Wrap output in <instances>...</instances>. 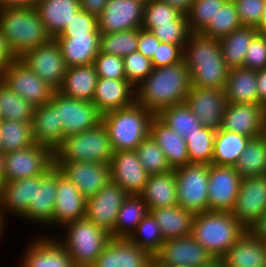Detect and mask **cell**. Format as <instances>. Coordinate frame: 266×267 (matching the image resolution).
<instances>
[{
  "label": "cell",
  "instance_id": "3",
  "mask_svg": "<svg viewBox=\"0 0 266 267\" xmlns=\"http://www.w3.org/2000/svg\"><path fill=\"white\" fill-rule=\"evenodd\" d=\"M0 29L16 59L52 40L35 7L0 9Z\"/></svg>",
  "mask_w": 266,
  "mask_h": 267
},
{
  "label": "cell",
  "instance_id": "29",
  "mask_svg": "<svg viewBox=\"0 0 266 267\" xmlns=\"http://www.w3.org/2000/svg\"><path fill=\"white\" fill-rule=\"evenodd\" d=\"M54 40L61 49L67 67L93 64L100 52V34L57 36Z\"/></svg>",
  "mask_w": 266,
  "mask_h": 267
},
{
  "label": "cell",
  "instance_id": "19",
  "mask_svg": "<svg viewBox=\"0 0 266 267\" xmlns=\"http://www.w3.org/2000/svg\"><path fill=\"white\" fill-rule=\"evenodd\" d=\"M145 0H109L98 16L101 34L124 32L142 27Z\"/></svg>",
  "mask_w": 266,
  "mask_h": 267
},
{
  "label": "cell",
  "instance_id": "21",
  "mask_svg": "<svg viewBox=\"0 0 266 267\" xmlns=\"http://www.w3.org/2000/svg\"><path fill=\"white\" fill-rule=\"evenodd\" d=\"M109 165L111 180L129 195H139L143 191L149 174L135 150L115 151Z\"/></svg>",
  "mask_w": 266,
  "mask_h": 267
},
{
  "label": "cell",
  "instance_id": "16",
  "mask_svg": "<svg viewBox=\"0 0 266 267\" xmlns=\"http://www.w3.org/2000/svg\"><path fill=\"white\" fill-rule=\"evenodd\" d=\"M54 165L88 199L111 181L110 165L99 162L54 161Z\"/></svg>",
  "mask_w": 266,
  "mask_h": 267
},
{
  "label": "cell",
  "instance_id": "43",
  "mask_svg": "<svg viewBox=\"0 0 266 267\" xmlns=\"http://www.w3.org/2000/svg\"><path fill=\"white\" fill-rule=\"evenodd\" d=\"M34 107L0 80L1 119L32 122Z\"/></svg>",
  "mask_w": 266,
  "mask_h": 267
},
{
  "label": "cell",
  "instance_id": "32",
  "mask_svg": "<svg viewBox=\"0 0 266 267\" xmlns=\"http://www.w3.org/2000/svg\"><path fill=\"white\" fill-rule=\"evenodd\" d=\"M35 8L52 39L61 34L81 9L80 0H39Z\"/></svg>",
  "mask_w": 266,
  "mask_h": 267
},
{
  "label": "cell",
  "instance_id": "38",
  "mask_svg": "<svg viewBox=\"0 0 266 267\" xmlns=\"http://www.w3.org/2000/svg\"><path fill=\"white\" fill-rule=\"evenodd\" d=\"M258 32L257 28L242 26L219 39L223 58L230 69L243 67L246 51Z\"/></svg>",
  "mask_w": 266,
  "mask_h": 267
},
{
  "label": "cell",
  "instance_id": "15",
  "mask_svg": "<svg viewBox=\"0 0 266 267\" xmlns=\"http://www.w3.org/2000/svg\"><path fill=\"white\" fill-rule=\"evenodd\" d=\"M266 211V176L242 178L233 216L249 230Z\"/></svg>",
  "mask_w": 266,
  "mask_h": 267
},
{
  "label": "cell",
  "instance_id": "41",
  "mask_svg": "<svg viewBox=\"0 0 266 267\" xmlns=\"http://www.w3.org/2000/svg\"><path fill=\"white\" fill-rule=\"evenodd\" d=\"M0 144L3 154L34 145L31 122L0 121Z\"/></svg>",
  "mask_w": 266,
  "mask_h": 267
},
{
  "label": "cell",
  "instance_id": "23",
  "mask_svg": "<svg viewBox=\"0 0 266 267\" xmlns=\"http://www.w3.org/2000/svg\"><path fill=\"white\" fill-rule=\"evenodd\" d=\"M53 219L46 226H64L85 217L86 198L57 168V190Z\"/></svg>",
  "mask_w": 266,
  "mask_h": 267
},
{
  "label": "cell",
  "instance_id": "2",
  "mask_svg": "<svg viewBox=\"0 0 266 267\" xmlns=\"http://www.w3.org/2000/svg\"><path fill=\"white\" fill-rule=\"evenodd\" d=\"M191 86L225 89L230 68L222 55L219 39L192 32L183 48Z\"/></svg>",
  "mask_w": 266,
  "mask_h": 267
},
{
  "label": "cell",
  "instance_id": "61",
  "mask_svg": "<svg viewBox=\"0 0 266 267\" xmlns=\"http://www.w3.org/2000/svg\"><path fill=\"white\" fill-rule=\"evenodd\" d=\"M249 231L266 244V211L251 226Z\"/></svg>",
  "mask_w": 266,
  "mask_h": 267
},
{
  "label": "cell",
  "instance_id": "70",
  "mask_svg": "<svg viewBox=\"0 0 266 267\" xmlns=\"http://www.w3.org/2000/svg\"><path fill=\"white\" fill-rule=\"evenodd\" d=\"M165 267H187V266H184V265H170V266H165Z\"/></svg>",
  "mask_w": 266,
  "mask_h": 267
},
{
  "label": "cell",
  "instance_id": "49",
  "mask_svg": "<svg viewBox=\"0 0 266 267\" xmlns=\"http://www.w3.org/2000/svg\"><path fill=\"white\" fill-rule=\"evenodd\" d=\"M227 0H193L186 15L191 32H201Z\"/></svg>",
  "mask_w": 266,
  "mask_h": 267
},
{
  "label": "cell",
  "instance_id": "35",
  "mask_svg": "<svg viewBox=\"0 0 266 267\" xmlns=\"http://www.w3.org/2000/svg\"><path fill=\"white\" fill-rule=\"evenodd\" d=\"M224 90L227 103H259L257 71L245 67L231 68Z\"/></svg>",
  "mask_w": 266,
  "mask_h": 267
},
{
  "label": "cell",
  "instance_id": "69",
  "mask_svg": "<svg viewBox=\"0 0 266 267\" xmlns=\"http://www.w3.org/2000/svg\"><path fill=\"white\" fill-rule=\"evenodd\" d=\"M147 267H163L156 260H152Z\"/></svg>",
  "mask_w": 266,
  "mask_h": 267
},
{
  "label": "cell",
  "instance_id": "60",
  "mask_svg": "<svg viewBox=\"0 0 266 267\" xmlns=\"http://www.w3.org/2000/svg\"><path fill=\"white\" fill-rule=\"evenodd\" d=\"M109 0H80V8L98 17L103 11Z\"/></svg>",
  "mask_w": 266,
  "mask_h": 267
},
{
  "label": "cell",
  "instance_id": "8",
  "mask_svg": "<svg viewBox=\"0 0 266 267\" xmlns=\"http://www.w3.org/2000/svg\"><path fill=\"white\" fill-rule=\"evenodd\" d=\"M175 177L178 205L195 214L209 211V165L189 163L176 168Z\"/></svg>",
  "mask_w": 266,
  "mask_h": 267
},
{
  "label": "cell",
  "instance_id": "66",
  "mask_svg": "<svg viewBox=\"0 0 266 267\" xmlns=\"http://www.w3.org/2000/svg\"><path fill=\"white\" fill-rule=\"evenodd\" d=\"M259 32H261L264 36H266V3L261 17Z\"/></svg>",
  "mask_w": 266,
  "mask_h": 267
},
{
  "label": "cell",
  "instance_id": "27",
  "mask_svg": "<svg viewBox=\"0 0 266 267\" xmlns=\"http://www.w3.org/2000/svg\"><path fill=\"white\" fill-rule=\"evenodd\" d=\"M42 175L4 182L0 189V214L3 219L7 212L22 217L28 210L30 201L35 199L36 185H40Z\"/></svg>",
  "mask_w": 266,
  "mask_h": 267
},
{
  "label": "cell",
  "instance_id": "36",
  "mask_svg": "<svg viewBox=\"0 0 266 267\" xmlns=\"http://www.w3.org/2000/svg\"><path fill=\"white\" fill-rule=\"evenodd\" d=\"M164 241L188 236L192 232L195 213L179 205L151 210Z\"/></svg>",
  "mask_w": 266,
  "mask_h": 267
},
{
  "label": "cell",
  "instance_id": "47",
  "mask_svg": "<svg viewBox=\"0 0 266 267\" xmlns=\"http://www.w3.org/2000/svg\"><path fill=\"white\" fill-rule=\"evenodd\" d=\"M129 239L139 248L147 250L152 256L162 248L164 243L160 227L150 212L137 225Z\"/></svg>",
  "mask_w": 266,
  "mask_h": 267
},
{
  "label": "cell",
  "instance_id": "25",
  "mask_svg": "<svg viewBox=\"0 0 266 267\" xmlns=\"http://www.w3.org/2000/svg\"><path fill=\"white\" fill-rule=\"evenodd\" d=\"M49 238L40 237L28 245L20 267H75L72 257L59 240Z\"/></svg>",
  "mask_w": 266,
  "mask_h": 267
},
{
  "label": "cell",
  "instance_id": "17",
  "mask_svg": "<svg viewBox=\"0 0 266 267\" xmlns=\"http://www.w3.org/2000/svg\"><path fill=\"white\" fill-rule=\"evenodd\" d=\"M241 179L233 166L209 165V211L232 212Z\"/></svg>",
  "mask_w": 266,
  "mask_h": 267
},
{
  "label": "cell",
  "instance_id": "68",
  "mask_svg": "<svg viewBox=\"0 0 266 267\" xmlns=\"http://www.w3.org/2000/svg\"><path fill=\"white\" fill-rule=\"evenodd\" d=\"M5 220L3 219L2 215L0 214V237H2V232H4Z\"/></svg>",
  "mask_w": 266,
  "mask_h": 267
},
{
  "label": "cell",
  "instance_id": "62",
  "mask_svg": "<svg viewBox=\"0 0 266 267\" xmlns=\"http://www.w3.org/2000/svg\"><path fill=\"white\" fill-rule=\"evenodd\" d=\"M257 89L259 95V104L266 108V68L257 70Z\"/></svg>",
  "mask_w": 266,
  "mask_h": 267
},
{
  "label": "cell",
  "instance_id": "33",
  "mask_svg": "<svg viewBox=\"0 0 266 267\" xmlns=\"http://www.w3.org/2000/svg\"><path fill=\"white\" fill-rule=\"evenodd\" d=\"M150 136L157 142L165 153L169 166L172 169L189 164L186 141L163 123L156 115L150 124Z\"/></svg>",
  "mask_w": 266,
  "mask_h": 267
},
{
  "label": "cell",
  "instance_id": "26",
  "mask_svg": "<svg viewBox=\"0 0 266 267\" xmlns=\"http://www.w3.org/2000/svg\"><path fill=\"white\" fill-rule=\"evenodd\" d=\"M31 124L34 143L54 153L64 140V127L58 111L49 102L34 107Z\"/></svg>",
  "mask_w": 266,
  "mask_h": 267
},
{
  "label": "cell",
  "instance_id": "65",
  "mask_svg": "<svg viewBox=\"0 0 266 267\" xmlns=\"http://www.w3.org/2000/svg\"><path fill=\"white\" fill-rule=\"evenodd\" d=\"M4 182H5L4 157H3V153L0 152V189Z\"/></svg>",
  "mask_w": 266,
  "mask_h": 267
},
{
  "label": "cell",
  "instance_id": "14",
  "mask_svg": "<svg viewBox=\"0 0 266 267\" xmlns=\"http://www.w3.org/2000/svg\"><path fill=\"white\" fill-rule=\"evenodd\" d=\"M129 194L112 180L86 200L85 217L109 234L115 228L118 211Z\"/></svg>",
  "mask_w": 266,
  "mask_h": 267
},
{
  "label": "cell",
  "instance_id": "31",
  "mask_svg": "<svg viewBox=\"0 0 266 267\" xmlns=\"http://www.w3.org/2000/svg\"><path fill=\"white\" fill-rule=\"evenodd\" d=\"M139 196L146 203L148 212L154 209L177 206L175 169L165 173L149 175Z\"/></svg>",
  "mask_w": 266,
  "mask_h": 267
},
{
  "label": "cell",
  "instance_id": "57",
  "mask_svg": "<svg viewBox=\"0 0 266 267\" xmlns=\"http://www.w3.org/2000/svg\"><path fill=\"white\" fill-rule=\"evenodd\" d=\"M185 45H175L160 42L151 59L154 68L161 66H171L183 60V48Z\"/></svg>",
  "mask_w": 266,
  "mask_h": 267
},
{
  "label": "cell",
  "instance_id": "64",
  "mask_svg": "<svg viewBox=\"0 0 266 267\" xmlns=\"http://www.w3.org/2000/svg\"><path fill=\"white\" fill-rule=\"evenodd\" d=\"M174 7L181 14L187 15L191 8L193 0H160Z\"/></svg>",
  "mask_w": 266,
  "mask_h": 267
},
{
  "label": "cell",
  "instance_id": "30",
  "mask_svg": "<svg viewBox=\"0 0 266 267\" xmlns=\"http://www.w3.org/2000/svg\"><path fill=\"white\" fill-rule=\"evenodd\" d=\"M221 260L225 267H266V244L246 230Z\"/></svg>",
  "mask_w": 266,
  "mask_h": 267
},
{
  "label": "cell",
  "instance_id": "39",
  "mask_svg": "<svg viewBox=\"0 0 266 267\" xmlns=\"http://www.w3.org/2000/svg\"><path fill=\"white\" fill-rule=\"evenodd\" d=\"M147 213V205L143 199L139 195H129L118 211L115 228L110 236L129 238Z\"/></svg>",
  "mask_w": 266,
  "mask_h": 267
},
{
  "label": "cell",
  "instance_id": "48",
  "mask_svg": "<svg viewBox=\"0 0 266 267\" xmlns=\"http://www.w3.org/2000/svg\"><path fill=\"white\" fill-rule=\"evenodd\" d=\"M135 151L143 168L149 175L165 173L172 169L165 153L150 135L138 145Z\"/></svg>",
  "mask_w": 266,
  "mask_h": 267
},
{
  "label": "cell",
  "instance_id": "37",
  "mask_svg": "<svg viewBox=\"0 0 266 267\" xmlns=\"http://www.w3.org/2000/svg\"><path fill=\"white\" fill-rule=\"evenodd\" d=\"M250 140L245 135L220 128L214 137L212 164L234 167Z\"/></svg>",
  "mask_w": 266,
  "mask_h": 267
},
{
  "label": "cell",
  "instance_id": "20",
  "mask_svg": "<svg viewBox=\"0 0 266 267\" xmlns=\"http://www.w3.org/2000/svg\"><path fill=\"white\" fill-rule=\"evenodd\" d=\"M266 108L259 103H227L221 129L251 139L264 135Z\"/></svg>",
  "mask_w": 266,
  "mask_h": 267
},
{
  "label": "cell",
  "instance_id": "53",
  "mask_svg": "<svg viewBox=\"0 0 266 267\" xmlns=\"http://www.w3.org/2000/svg\"><path fill=\"white\" fill-rule=\"evenodd\" d=\"M94 66L98 77L111 79H126L124 60L117 55L99 52L94 59Z\"/></svg>",
  "mask_w": 266,
  "mask_h": 267
},
{
  "label": "cell",
  "instance_id": "11",
  "mask_svg": "<svg viewBox=\"0 0 266 267\" xmlns=\"http://www.w3.org/2000/svg\"><path fill=\"white\" fill-rule=\"evenodd\" d=\"M5 182L42 175L54 166V153L41 145L3 154Z\"/></svg>",
  "mask_w": 266,
  "mask_h": 267
},
{
  "label": "cell",
  "instance_id": "56",
  "mask_svg": "<svg viewBox=\"0 0 266 267\" xmlns=\"http://www.w3.org/2000/svg\"><path fill=\"white\" fill-rule=\"evenodd\" d=\"M243 67L256 71L266 68V36L261 32L253 37L246 51Z\"/></svg>",
  "mask_w": 266,
  "mask_h": 267
},
{
  "label": "cell",
  "instance_id": "52",
  "mask_svg": "<svg viewBox=\"0 0 266 267\" xmlns=\"http://www.w3.org/2000/svg\"><path fill=\"white\" fill-rule=\"evenodd\" d=\"M123 60L126 80L135 88L149 76L154 68L151 59L138 51L126 55Z\"/></svg>",
  "mask_w": 266,
  "mask_h": 267
},
{
  "label": "cell",
  "instance_id": "40",
  "mask_svg": "<svg viewBox=\"0 0 266 267\" xmlns=\"http://www.w3.org/2000/svg\"><path fill=\"white\" fill-rule=\"evenodd\" d=\"M234 167L241 178L266 176V137L251 139Z\"/></svg>",
  "mask_w": 266,
  "mask_h": 267
},
{
  "label": "cell",
  "instance_id": "24",
  "mask_svg": "<svg viewBox=\"0 0 266 267\" xmlns=\"http://www.w3.org/2000/svg\"><path fill=\"white\" fill-rule=\"evenodd\" d=\"M136 102V89L126 79L98 77L92 103L104 114L131 106Z\"/></svg>",
  "mask_w": 266,
  "mask_h": 267
},
{
  "label": "cell",
  "instance_id": "4",
  "mask_svg": "<svg viewBox=\"0 0 266 267\" xmlns=\"http://www.w3.org/2000/svg\"><path fill=\"white\" fill-rule=\"evenodd\" d=\"M155 114L142 105L131 106L102 114L113 151L135 150L150 135V124Z\"/></svg>",
  "mask_w": 266,
  "mask_h": 267
},
{
  "label": "cell",
  "instance_id": "51",
  "mask_svg": "<svg viewBox=\"0 0 266 267\" xmlns=\"http://www.w3.org/2000/svg\"><path fill=\"white\" fill-rule=\"evenodd\" d=\"M160 42L185 45L192 33L187 16L181 14L173 23L158 24L151 31Z\"/></svg>",
  "mask_w": 266,
  "mask_h": 267
},
{
  "label": "cell",
  "instance_id": "6",
  "mask_svg": "<svg viewBox=\"0 0 266 267\" xmlns=\"http://www.w3.org/2000/svg\"><path fill=\"white\" fill-rule=\"evenodd\" d=\"M113 154L108 132L101 122L94 128L65 137L54 152V161L110 164Z\"/></svg>",
  "mask_w": 266,
  "mask_h": 267
},
{
  "label": "cell",
  "instance_id": "34",
  "mask_svg": "<svg viewBox=\"0 0 266 267\" xmlns=\"http://www.w3.org/2000/svg\"><path fill=\"white\" fill-rule=\"evenodd\" d=\"M97 81L94 64L68 67L58 92L69 98L92 102Z\"/></svg>",
  "mask_w": 266,
  "mask_h": 267
},
{
  "label": "cell",
  "instance_id": "10",
  "mask_svg": "<svg viewBox=\"0 0 266 267\" xmlns=\"http://www.w3.org/2000/svg\"><path fill=\"white\" fill-rule=\"evenodd\" d=\"M0 80L33 107L49 102L55 92L20 59L5 69Z\"/></svg>",
  "mask_w": 266,
  "mask_h": 267
},
{
  "label": "cell",
  "instance_id": "13",
  "mask_svg": "<svg viewBox=\"0 0 266 267\" xmlns=\"http://www.w3.org/2000/svg\"><path fill=\"white\" fill-rule=\"evenodd\" d=\"M161 266L184 265L204 267L216 260L192 235L164 241L162 248L153 256Z\"/></svg>",
  "mask_w": 266,
  "mask_h": 267
},
{
  "label": "cell",
  "instance_id": "44",
  "mask_svg": "<svg viewBox=\"0 0 266 267\" xmlns=\"http://www.w3.org/2000/svg\"><path fill=\"white\" fill-rule=\"evenodd\" d=\"M215 133L212 129L202 127L185 136L190 164H212Z\"/></svg>",
  "mask_w": 266,
  "mask_h": 267
},
{
  "label": "cell",
  "instance_id": "12",
  "mask_svg": "<svg viewBox=\"0 0 266 267\" xmlns=\"http://www.w3.org/2000/svg\"><path fill=\"white\" fill-rule=\"evenodd\" d=\"M19 59L55 91L60 89L68 67L54 39L28 50Z\"/></svg>",
  "mask_w": 266,
  "mask_h": 267
},
{
  "label": "cell",
  "instance_id": "63",
  "mask_svg": "<svg viewBox=\"0 0 266 267\" xmlns=\"http://www.w3.org/2000/svg\"><path fill=\"white\" fill-rule=\"evenodd\" d=\"M39 0H0V9L15 7H36Z\"/></svg>",
  "mask_w": 266,
  "mask_h": 267
},
{
  "label": "cell",
  "instance_id": "54",
  "mask_svg": "<svg viewBox=\"0 0 266 267\" xmlns=\"http://www.w3.org/2000/svg\"><path fill=\"white\" fill-rule=\"evenodd\" d=\"M242 26L259 30L266 0H233Z\"/></svg>",
  "mask_w": 266,
  "mask_h": 267
},
{
  "label": "cell",
  "instance_id": "55",
  "mask_svg": "<svg viewBox=\"0 0 266 267\" xmlns=\"http://www.w3.org/2000/svg\"><path fill=\"white\" fill-rule=\"evenodd\" d=\"M80 34H101L98 30V17L81 9L58 36H74Z\"/></svg>",
  "mask_w": 266,
  "mask_h": 267
},
{
  "label": "cell",
  "instance_id": "28",
  "mask_svg": "<svg viewBox=\"0 0 266 267\" xmlns=\"http://www.w3.org/2000/svg\"><path fill=\"white\" fill-rule=\"evenodd\" d=\"M57 190V167L54 165L42 174L40 185H36L35 199L30 201L27 212L22 216L45 226L53 219Z\"/></svg>",
  "mask_w": 266,
  "mask_h": 267
},
{
  "label": "cell",
  "instance_id": "7",
  "mask_svg": "<svg viewBox=\"0 0 266 267\" xmlns=\"http://www.w3.org/2000/svg\"><path fill=\"white\" fill-rule=\"evenodd\" d=\"M66 236L60 243L69 252L75 267H90L107 245L110 234L86 217L64 225Z\"/></svg>",
  "mask_w": 266,
  "mask_h": 267
},
{
  "label": "cell",
  "instance_id": "42",
  "mask_svg": "<svg viewBox=\"0 0 266 267\" xmlns=\"http://www.w3.org/2000/svg\"><path fill=\"white\" fill-rule=\"evenodd\" d=\"M156 116L183 138L203 127L185 102L164 108Z\"/></svg>",
  "mask_w": 266,
  "mask_h": 267
},
{
  "label": "cell",
  "instance_id": "58",
  "mask_svg": "<svg viewBox=\"0 0 266 267\" xmlns=\"http://www.w3.org/2000/svg\"><path fill=\"white\" fill-rule=\"evenodd\" d=\"M160 45V41L155 37L153 33L148 30L139 28V39L137 51L152 59L157 47Z\"/></svg>",
  "mask_w": 266,
  "mask_h": 267
},
{
  "label": "cell",
  "instance_id": "18",
  "mask_svg": "<svg viewBox=\"0 0 266 267\" xmlns=\"http://www.w3.org/2000/svg\"><path fill=\"white\" fill-rule=\"evenodd\" d=\"M185 103L203 127L218 131L222 127L227 99L224 89L191 86Z\"/></svg>",
  "mask_w": 266,
  "mask_h": 267
},
{
  "label": "cell",
  "instance_id": "50",
  "mask_svg": "<svg viewBox=\"0 0 266 267\" xmlns=\"http://www.w3.org/2000/svg\"><path fill=\"white\" fill-rule=\"evenodd\" d=\"M181 15L174 7L160 0H146L142 29L151 31L158 24L173 23Z\"/></svg>",
  "mask_w": 266,
  "mask_h": 267
},
{
  "label": "cell",
  "instance_id": "1",
  "mask_svg": "<svg viewBox=\"0 0 266 267\" xmlns=\"http://www.w3.org/2000/svg\"><path fill=\"white\" fill-rule=\"evenodd\" d=\"M191 88L190 71L184 60L153 68L136 89V103L157 115L162 109L185 102Z\"/></svg>",
  "mask_w": 266,
  "mask_h": 267
},
{
  "label": "cell",
  "instance_id": "5",
  "mask_svg": "<svg viewBox=\"0 0 266 267\" xmlns=\"http://www.w3.org/2000/svg\"><path fill=\"white\" fill-rule=\"evenodd\" d=\"M245 232L232 212L205 211L195 214L191 235L215 259H221Z\"/></svg>",
  "mask_w": 266,
  "mask_h": 267
},
{
  "label": "cell",
  "instance_id": "59",
  "mask_svg": "<svg viewBox=\"0 0 266 267\" xmlns=\"http://www.w3.org/2000/svg\"><path fill=\"white\" fill-rule=\"evenodd\" d=\"M16 58L9 50L5 37L0 29V76L9 67Z\"/></svg>",
  "mask_w": 266,
  "mask_h": 267
},
{
  "label": "cell",
  "instance_id": "46",
  "mask_svg": "<svg viewBox=\"0 0 266 267\" xmlns=\"http://www.w3.org/2000/svg\"><path fill=\"white\" fill-rule=\"evenodd\" d=\"M139 28L116 33L100 34V52L124 58L137 52Z\"/></svg>",
  "mask_w": 266,
  "mask_h": 267
},
{
  "label": "cell",
  "instance_id": "45",
  "mask_svg": "<svg viewBox=\"0 0 266 267\" xmlns=\"http://www.w3.org/2000/svg\"><path fill=\"white\" fill-rule=\"evenodd\" d=\"M241 27L242 24L238 16L236 4L233 0H227L221 10L215 15L214 20L200 33L210 38L221 39Z\"/></svg>",
  "mask_w": 266,
  "mask_h": 267
},
{
  "label": "cell",
  "instance_id": "9",
  "mask_svg": "<svg viewBox=\"0 0 266 267\" xmlns=\"http://www.w3.org/2000/svg\"><path fill=\"white\" fill-rule=\"evenodd\" d=\"M49 103L58 111L64 138L94 128L102 122V113L90 101L69 98L55 91Z\"/></svg>",
  "mask_w": 266,
  "mask_h": 267
},
{
  "label": "cell",
  "instance_id": "22",
  "mask_svg": "<svg viewBox=\"0 0 266 267\" xmlns=\"http://www.w3.org/2000/svg\"><path fill=\"white\" fill-rule=\"evenodd\" d=\"M153 256L129 238L111 237L90 267H147Z\"/></svg>",
  "mask_w": 266,
  "mask_h": 267
},
{
  "label": "cell",
  "instance_id": "67",
  "mask_svg": "<svg viewBox=\"0 0 266 267\" xmlns=\"http://www.w3.org/2000/svg\"><path fill=\"white\" fill-rule=\"evenodd\" d=\"M204 267H225V265L221 259H216L211 264Z\"/></svg>",
  "mask_w": 266,
  "mask_h": 267
}]
</instances>
